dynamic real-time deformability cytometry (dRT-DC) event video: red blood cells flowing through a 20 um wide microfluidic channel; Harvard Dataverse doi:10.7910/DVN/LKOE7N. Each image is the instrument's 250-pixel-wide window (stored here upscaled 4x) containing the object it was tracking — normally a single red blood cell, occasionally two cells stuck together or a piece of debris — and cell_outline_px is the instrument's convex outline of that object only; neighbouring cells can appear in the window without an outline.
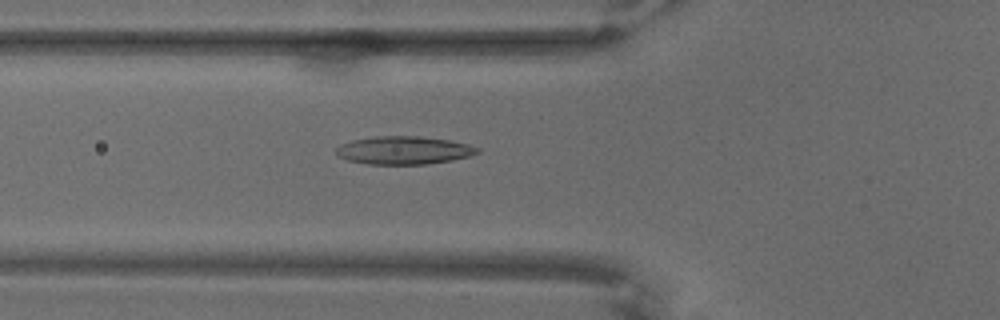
{"species": "common noctule bat (a hibernating species)", "species_latin": "Nyctalus noctula", "temperature_condition": "warm", "stored_images_in_passage": 60, "camera_frame_rate_fps": 3000, "um_per_image_px": 0.085, "animal": {"sex": "male", "body_mass_g": 18.8}, "frame": {"image": 1, "passage_image": 20, "time_ms": 6.333, "image_size_px": [1000, 320], "cell_outline_px": [[480, 152], [468, 156], [452, 160], [428, 164], [368, 164], [348, 160], [340, 156], [336, 152], [336, 148], [340, 144], [352, 140], [376, 136], [420, 136], [448, 140], [468, 144], [480, 148]], "centroid_in_image_um": [34.33, 12.77], "position_along_channel_um": 91.5, "area_um2": 23.0}}
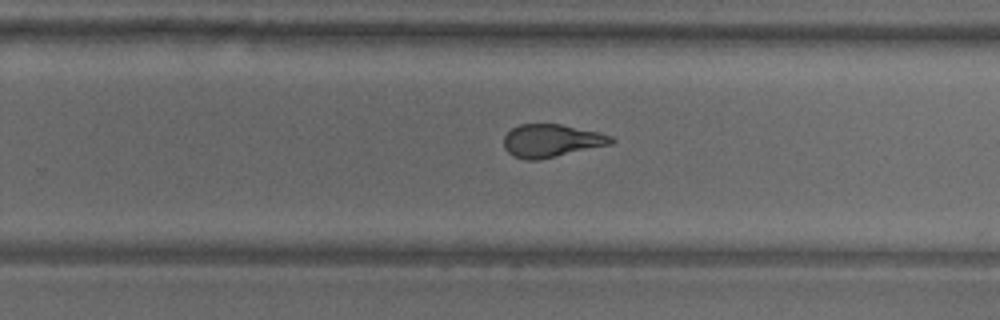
{"frame": {"image": 2, "passage_image": 39, "time_ms": 12.667, "image_size_px": [1000, 320], "cell_outline_px": [[616, 140], [612, 144], [540, 160], [524, 160], [512, 156], [504, 148], [504, 136], [512, 128], [520, 124], [560, 124], [600, 132], [612, 136]], "centroid_in_image_um": [46.88, 11.97], "position_along_channel_um": 282.9, "area_um2": 20.81}}
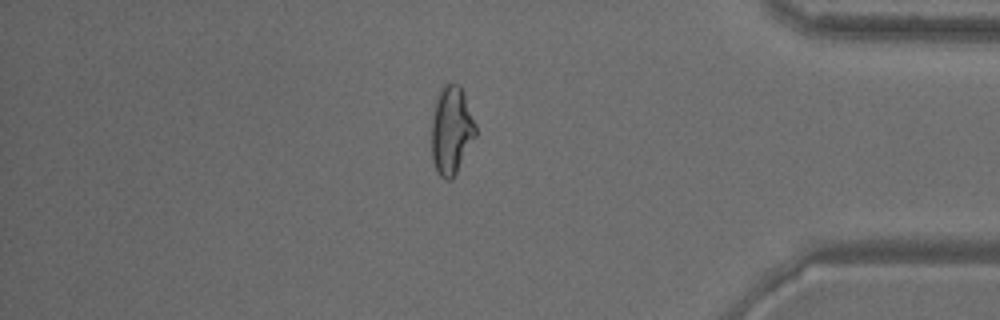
{"frame": {"image": 3, "passage_image": 53, "time_ms": 17.333, "image_size_px": [1000, 320], "cell_outline_px": [[476, 136], [452, 180], [444, 180], [440, 176], [432, 160], [432, 108], [436, 92], [448, 80], [452, 80], [460, 84], [476, 124]], "centroid_in_image_um": [38.35, 10.99], "position_along_channel_um": 396.9, "area_um2": 23.24}}